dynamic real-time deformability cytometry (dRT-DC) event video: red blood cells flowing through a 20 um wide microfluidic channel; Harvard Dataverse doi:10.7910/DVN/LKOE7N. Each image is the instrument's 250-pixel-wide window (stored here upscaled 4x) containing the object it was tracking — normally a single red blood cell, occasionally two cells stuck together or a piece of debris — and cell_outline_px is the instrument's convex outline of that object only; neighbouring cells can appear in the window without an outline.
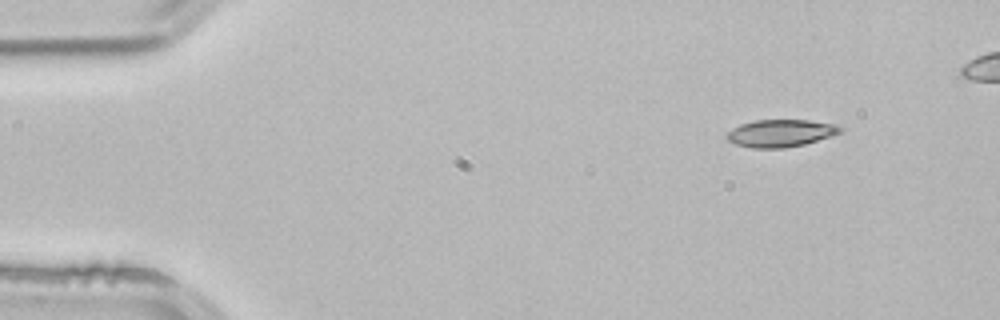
{"species": "common noctule bat (a hibernating species)", "species_latin": "Nyctalus noctula", "temperature_condition": "room temperature", "stored_images_in_passage": 2, "camera_frame_rate_fps": 3000, "um_per_image_px": 0.085, "animal": {"sex": "male", "body_mass_g": 21.5, "forearm_length_mm": 52.0}, "frame": {"image": 1, "passage_image": 2, "time_ms": 0.333, "image_size_px": [1000, 320], "cell_outline_px": [[844, 128], [840, 132], [832, 136], [804, 144], [784, 148], [752, 148], [736, 144], [728, 140], [724, 136], [732, 128], [740, 124], [756, 120], [808, 120], [836, 124]], "centroid_in_image_um": [66.35, 11.32], "position_along_channel_um": 18.7, "area_um2": 18.15}}